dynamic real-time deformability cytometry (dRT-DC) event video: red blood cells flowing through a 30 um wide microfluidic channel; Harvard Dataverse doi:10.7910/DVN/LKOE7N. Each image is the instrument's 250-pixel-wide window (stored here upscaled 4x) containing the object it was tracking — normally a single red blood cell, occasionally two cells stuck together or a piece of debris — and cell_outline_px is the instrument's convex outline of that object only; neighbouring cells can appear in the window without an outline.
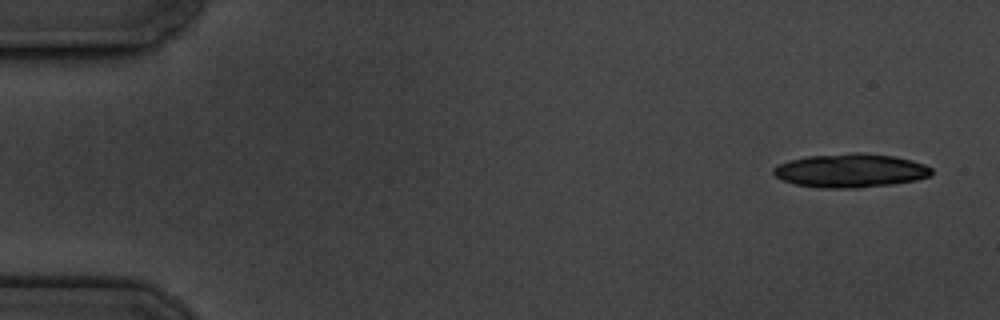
{"species": "common noctule bat (a hibernating species)", "species_latin": "Nyctalus noctula", "temperature_condition": "cold", "stored_images_in_passage": 5, "camera_frame_rate_fps": 3000, "um_per_image_px": 0.085, "animal": {"sex": "male", "body_mass_g": 19.5, "forearm_length_mm": 54.6}, "frame": {"image": 1, "passage_image": 1, "time_ms": 0.0, "image_size_px": [1000, 320], "cell_outline_px": [[932, 176], [916, 180], [892, 184], [856, 188], [820, 188], [796, 184], [784, 180], [776, 176], [772, 172], [772, 168], [788, 160], [808, 156], [856, 152], [860, 152], [896, 156], [912, 160], [924, 164], [932, 168]], "centroid_in_image_um": [72.32, 14.49], "position_along_channel_um": 12.7, "area_um2": 31.21}}